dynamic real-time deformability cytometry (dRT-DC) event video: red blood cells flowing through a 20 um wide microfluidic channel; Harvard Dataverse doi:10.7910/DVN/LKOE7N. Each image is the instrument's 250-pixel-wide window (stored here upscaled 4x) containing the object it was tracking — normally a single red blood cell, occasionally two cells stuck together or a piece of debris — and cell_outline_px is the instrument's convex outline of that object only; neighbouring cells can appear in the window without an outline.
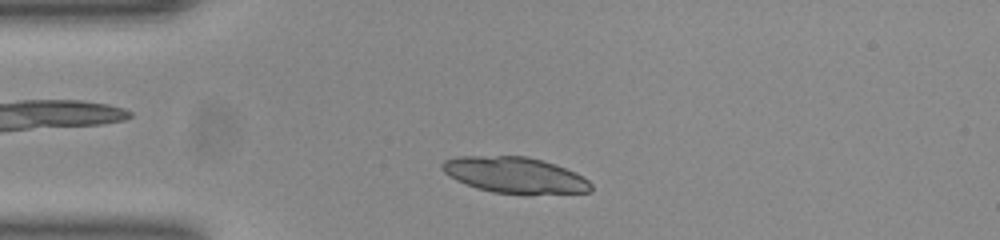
{"species": "common noctule bat (a hibernating species)", "species_latin": "Nyctalus noctula", "temperature_condition": "room temperature", "stored_images_in_passage": 38, "camera_frame_rate_fps": 3000, "um_per_image_px": 0.085, "animal": {"sex": "female", "body_mass_g": 23.0, "forearm_length_mm": 53.4}, "frame": {"image": 1, "passage_image": 4, "time_ms": 1.0, "image_size_px": [1000, 240], "cell_outline_px": [[592, 188], [588, 192], [492, 192], [476, 188], [456, 180], [448, 176], [440, 168], [440, 164], [444, 160], [460, 156], [528, 156], [544, 160], [556, 164], [576, 172], [588, 180], [592, 184]], "centroid_in_image_um": [43.71, 14.84], "position_along_channel_um": 41.3, "area_um2": 30.75}}